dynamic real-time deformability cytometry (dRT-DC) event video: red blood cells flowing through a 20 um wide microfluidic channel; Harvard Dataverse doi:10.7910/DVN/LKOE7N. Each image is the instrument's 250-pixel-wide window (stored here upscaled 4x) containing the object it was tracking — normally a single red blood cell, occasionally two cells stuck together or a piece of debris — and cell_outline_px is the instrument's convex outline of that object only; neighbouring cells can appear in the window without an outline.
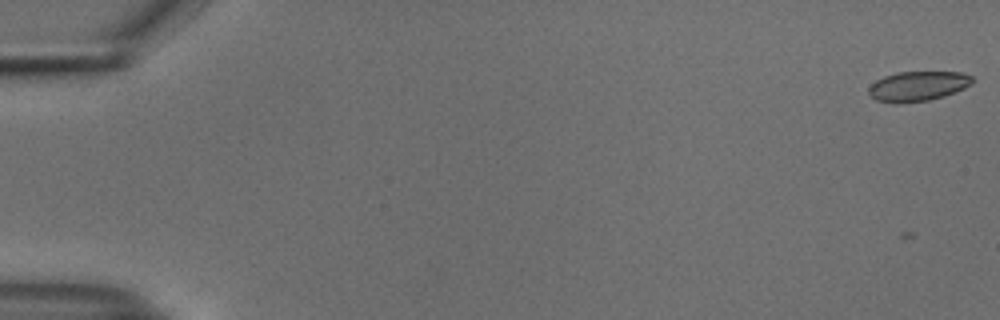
{"species": "common noctule bat (a hibernating species)", "species_latin": "Nyctalus noctula", "temperature_condition": "cold", "stored_images_in_passage": 16, "camera_frame_rate_fps": 3000, "um_per_image_px": 0.085, "animal": {"sex": "male", "body_mass_g": 18.8}, "frame": {"image": 1, "passage_image": 2, "time_ms": 0.333, "image_size_px": [1000, 320], "cell_outline_px": [[972, 84], [964, 88], [944, 96], [928, 100], [900, 104], [896, 104], [876, 100], [868, 92], [868, 88], [876, 80], [884, 76], [896, 72], [960, 72], [972, 76]], "centroid_in_image_um": [77.99, 7.33], "position_along_channel_um": 7.0, "area_um2": 18.03}}